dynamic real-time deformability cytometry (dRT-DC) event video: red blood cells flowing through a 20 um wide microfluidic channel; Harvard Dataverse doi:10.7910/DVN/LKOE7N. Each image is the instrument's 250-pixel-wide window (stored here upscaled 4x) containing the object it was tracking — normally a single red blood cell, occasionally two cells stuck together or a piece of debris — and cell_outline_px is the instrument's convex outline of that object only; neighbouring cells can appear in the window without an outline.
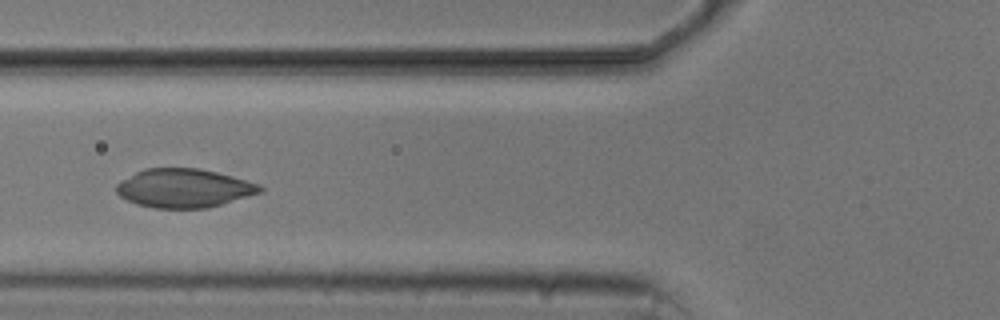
{"species": "common noctule bat (a hibernating species)", "species_latin": "Nyctalus noctula", "temperature_condition": "cold", "stored_images_in_passage": 8, "camera_frame_rate_fps": 3000, "um_per_image_px": 0.085, "animal": {"sex": "male", "body_mass_g": 20.5, "forearm_length_mm": 52.5}, "frame": {"image": 1, "passage_image": 7, "time_ms": 7.0, "image_size_px": [1000, 320], "cell_outline_px": [[264, 192], [208, 208], [156, 208], [136, 204], [120, 196], [116, 192], [116, 184], [120, 180], [144, 168], [200, 168], [232, 176], [260, 184], [264, 188]], "centroid_in_image_um": [15.65, 15.99], "position_along_channel_um": 110.1, "area_um2": 32.6}}
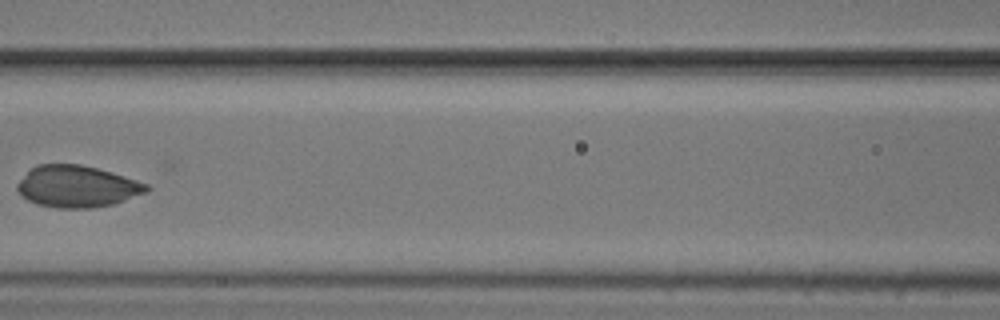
{"frame": {"image": 2, "passage_image": 8, "time_ms": 8.333, "image_size_px": [1000, 320], "cell_outline_px": [[152, 188], [148, 192], [112, 204], [92, 208], [56, 208], [36, 204], [28, 200], [16, 188], [16, 184], [36, 164], [80, 164], [112, 172], [148, 184]], "centroid_in_image_um": [6.57, 15.85], "position_along_channel_um": 160.0, "area_um2": 31.33}}